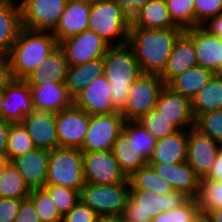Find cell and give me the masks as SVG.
<instances>
[{"label": "cell", "mask_w": 222, "mask_h": 222, "mask_svg": "<svg viewBox=\"0 0 222 222\" xmlns=\"http://www.w3.org/2000/svg\"><path fill=\"white\" fill-rule=\"evenodd\" d=\"M182 32L181 28H129L127 45L132 49L142 74H162L174 43Z\"/></svg>", "instance_id": "6da1fadb"}, {"label": "cell", "mask_w": 222, "mask_h": 222, "mask_svg": "<svg viewBox=\"0 0 222 222\" xmlns=\"http://www.w3.org/2000/svg\"><path fill=\"white\" fill-rule=\"evenodd\" d=\"M59 42L51 31L21 28L7 55L8 77L25 79L57 48Z\"/></svg>", "instance_id": "7a4b0ae2"}, {"label": "cell", "mask_w": 222, "mask_h": 222, "mask_svg": "<svg viewBox=\"0 0 222 222\" xmlns=\"http://www.w3.org/2000/svg\"><path fill=\"white\" fill-rule=\"evenodd\" d=\"M104 76L110 83L114 109L121 112L132 83L142 75L132 49L127 45L109 47L103 57Z\"/></svg>", "instance_id": "3957f363"}, {"label": "cell", "mask_w": 222, "mask_h": 222, "mask_svg": "<svg viewBox=\"0 0 222 222\" xmlns=\"http://www.w3.org/2000/svg\"><path fill=\"white\" fill-rule=\"evenodd\" d=\"M131 20L114 0H92L88 30L96 32L110 47L127 44Z\"/></svg>", "instance_id": "277c9868"}, {"label": "cell", "mask_w": 222, "mask_h": 222, "mask_svg": "<svg viewBox=\"0 0 222 222\" xmlns=\"http://www.w3.org/2000/svg\"><path fill=\"white\" fill-rule=\"evenodd\" d=\"M189 199L183 192L175 190L165 195L148 190H130L121 219L126 222H151L158 213L181 207Z\"/></svg>", "instance_id": "5b68a950"}, {"label": "cell", "mask_w": 222, "mask_h": 222, "mask_svg": "<svg viewBox=\"0 0 222 222\" xmlns=\"http://www.w3.org/2000/svg\"><path fill=\"white\" fill-rule=\"evenodd\" d=\"M84 184L80 149L58 147L49 151L46 185L64 186L80 191Z\"/></svg>", "instance_id": "8992f818"}, {"label": "cell", "mask_w": 222, "mask_h": 222, "mask_svg": "<svg viewBox=\"0 0 222 222\" xmlns=\"http://www.w3.org/2000/svg\"><path fill=\"white\" fill-rule=\"evenodd\" d=\"M130 196L129 181L117 184L85 183L80 190V201L98 216L121 217Z\"/></svg>", "instance_id": "52a82bcc"}, {"label": "cell", "mask_w": 222, "mask_h": 222, "mask_svg": "<svg viewBox=\"0 0 222 222\" xmlns=\"http://www.w3.org/2000/svg\"><path fill=\"white\" fill-rule=\"evenodd\" d=\"M164 81L157 75L142 74L131 85L128 100L120 112L125 121H137L155 109Z\"/></svg>", "instance_id": "ba28073f"}, {"label": "cell", "mask_w": 222, "mask_h": 222, "mask_svg": "<svg viewBox=\"0 0 222 222\" xmlns=\"http://www.w3.org/2000/svg\"><path fill=\"white\" fill-rule=\"evenodd\" d=\"M67 2V0H19L22 27L34 31L53 32Z\"/></svg>", "instance_id": "9c48e42d"}, {"label": "cell", "mask_w": 222, "mask_h": 222, "mask_svg": "<svg viewBox=\"0 0 222 222\" xmlns=\"http://www.w3.org/2000/svg\"><path fill=\"white\" fill-rule=\"evenodd\" d=\"M124 124L125 119L119 111L90 115V124L80 151H111Z\"/></svg>", "instance_id": "30bf717a"}, {"label": "cell", "mask_w": 222, "mask_h": 222, "mask_svg": "<svg viewBox=\"0 0 222 222\" xmlns=\"http://www.w3.org/2000/svg\"><path fill=\"white\" fill-rule=\"evenodd\" d=\"M85 183L117 184L128 180L112 151L82 152Z\"/></svg>", "instance_id": "8fae6325"}, {"label": "cell", "mask_w": 222, "mask_h": 222, "mask_svg": "<svg viewBox=\"0 0 222 222\" xmlns=\"http://www.w3.org/2000/svg\"><path fill=\"white\" fill-rule=\"evenodd\" d=\"M59 47L68 66H76L104 57L110 46L96 32L87 29L62 40Z\"/></svg>", "instance_id": "7c38bea8"}, {"label": "cell", "mask_w": 222, "mask_h": 222, "mask_svg": "<svg viewBox=\"0 0 222 222\" xmlns=\"http://www.w3.org/2000/svg\"><path fill=\"white\" fill-rule=\"evenodd\" d=\"M90 124V115L72 105L56 113L59 147L81 149Z\"/></svg>", "instance_id": "4fadbf2b"}, {"label": "cell", "mask_w": 222, "mask_h": 222, "mask_svg": "<svg viewBox=\"0 0 222 222\" xmlns=\"http://www.w3.org/2000/svg\"><path fill=\"white\" fill-rule=\"evenodd\" d=\"M30 86L24 79L8 78L5 81L2 119L20 123L34 112Z\"/></svg>", "instance_id": "5bb4252c"}, {"label": "cell", "mask_w": 222, "mask_h": 222, "mask_svg": "<svg viewBox=\"0 0 222 222\" xmlns=\"http://www.w3.org/2000/svg\"><path fill=\"white\" fill-rule=\"evenodd\" d=\"M221 147L220 143L197 129H188L186 161L201 179L209 174Z\"/></svg>", "instance_id": "9a60e30c"}, {"label": "cell", "mask_w": 222, "mask_h": 222, "mask_svg": "<svg viewBox=\"0 0 222 222\" xmlns=\"http://www.w3.org/2000/svg\"><path fill=\"white\" fill-rule=\"evenodd\" d=\"M73 105L89 115L116 112L111 94V86L104 75L90 81L73 100Z\"/></svg>", "instance_id": "2e32d148"}, {"label": "cell", "mask_w": 222, "mask_h": 222, "mask_svg": "<svg viewBox=\"0 0 222 222\" xmlns=\"http://www.w3.org/2000/svg\"><path fill=\"white\" fill-rule=\"evenodd\" d=\"M155 109L179 130L194 128L195 119L192 113L191 100L174 92L166 85L159 94Z\"/></svg>", "instance_id": "e0dca14e"}, {"label": "cell", "mask_w": 222, "mask_h": 222, "mask_svg": "<svg viewBox=\"0 0 222 222\" xmlns=\"http://www.w3.org/2000/svg\"><path fill=\"white\" fill-rule=\"evenodd\" d=\"M20 123L27 130L36 148L50 151L59 147L56 113L35 110Z\"/></svg>", "instance_id": "ac0fdd59"}, {"label": "cell", "mask_w": 222, "mask_h": 222, "mask_svg": "<svg viewBox=\"0 0 222 222\" xmlns=\"http://www.w3.org/2000/svg\"><path fill=\"white\" fill-rule=\"evenodd\" d=\"M111 151L127 177L148 165V159L134 141V121H125L123 131L117 137Z\"/></svg>", "instance_id": "d6986e66"}, {"label": "cell", "mask_w": 222, "mask_h": 222, "mask_svg": "<svg viewBox=\"0 0 222 222\" xmlns=\"http://www.w3.org/2000/svg\"><path fill=\"white\" fill-rule=\"evenodd\" d=\"M23 176L26 186L31 190L44 188L47 180L49 151L35 148L10 161Z\"/></svg>", "instance_id": "ffe728a7"}, {"label": "cell", "mask_w": 222, "mask_h": 222, "mask_svg": "<svg viewBox=\"0 0 222 222\" xmlns=\"http://www.w3.org/2000/svg\"><path fill=\"white\" fill-rule=\"evenodd\" d=\"M193 41L198 65L215 73L222 61V39L202 26L184 31Z\"/></svg>", "instance_id": "44dd1931"}, {"label": "cell", "mask_w": 222, "mask_h": 222, "mask_svg": "<svg viewBox=\"0 0 222 222\" xmlns=\"http://www.w3.org/2000/svg\"><path fill=\"white\" fill-rule=\"evenodd\" d=\"M160 177L168 181L175 191L196 198L201 178L187 161L178 164L148 163Z\"/></svg>", "instance_id": "7402d4cb"}, {"label": "cell", "mask_w": 222, "mask_h": 222, "mask_svg": "<svg viewBox=\"0 0 222 222\" xmlns=\"http://www.w3.org/2000/svg\"><path fill=\"white\" fill-rule=\"evenodd\" d=\"M91 1L71 0L67 2L60 21L52 32L58 42L88 29Z\"/></svg>", "instance_id": "603a6c76"}, {"label": "cell", "mask_w": 222, "mask_h": 222, "mask_svg": "<svg viewBox=\"0 0 222 222\" xmlns=\"http://www.w3.org/2000/svg\"><path fill=\"white\" fill-rule=\"evenodd\" d=\"M198 65L192 39L183 31L176 39L167 64L159 76L167 85L174 77Z\"/></svg>", "instance_id": "cb8c5ba5"}, {"label": "cell", "mask_w": 222, "mask_h": 222, "mask_svg": "<svg viewBox=\"0 0 222 222\" xmlns=\"http://www.w3.org/2000/svg\"><path fill=\"white\" fill-rule=\"evenodd\" d=\"M30 89L35 110L58 113L73 105L65 83L52 82L30 86Z\"/></svg>", "instance_id": "d4e9b609"}, {"label": "cell", "mask_w": 222, "mask_h": 222, "mask_svg": "<svg viewBox=\"0 0 222 222\" xmlns=\"http://www.w3.org/2000/svg\"><path fill=\"white\" fill-rule=\"evenodd\" d=\"M188 130L156 140V145L148 163L178 164L186 161Z\"/></svg>", "instance_id": "484cf974"}, {"label": "cell", "mask_w": 222, "mask_h": 222, "mask_svg": "<svg viewBox=\"0 0 222 222\" xmlns=\"http://www.w3.org/2000/svg\"><path fill=\"white\" fill-rule=\"evenodd\" d=\"M68 62L62 49L58 47L43 62L34 69L24 80L29 86L57 82L65 83Z\"/></svg>", "instance_id": "4316f807"}, {"label": "cell", "mask_w": 222, "mask_h": 222, "mask_svg": "<svg viewBox=\"0 0 222 222\" xmlns=\"http://www.w3.org/2000/svg\"><path fill=\"white\" fill-rule=\"evenodd\" d=\"M21 28L18 1L9 0L0 4V54L8 55Z\"/></svg>", "instance_id": "83f0119b"}, {"label": "cell", "mask_w": 222, "mask_h": 222, "mask_svg": "<svg viewBox=\"0 0 222 222\" xmlns=\"http://www.w3.org/2000/svg\"><path fill=\"white\" fill-rule=\"evenodd\" d=\"M104 75L103 57L85 64L68 66L65 86L69 96L74 100L90 81Z\"/></svg>", "instance_id": "f1b7e54d"}, {"label": "cell", "mask_w": 222, "mask_h": 222, "mask_svg": "<svg viewBox=\"0 0 222 222\" xmlns=\"http://www.w3.org/2000/svg\"><path fill=\"white\" fill-rule=\"evenodd\" d=\"M130 27L146 29L179 28L172 22L165 0H150L132 18Z\"/></svg>", "instance_id": "f546056e"}, {"label": "cell", "mask_w": 222, "mask_h": 222, "mask_svg": "<svg viewBox=\"0 0 222 222\" xmlns=\"http://www.w3.org/2000/svg\"><path fill=\"white\" fill-rule=\"evenodd\" d=\"M213 75L212 71L196 65L174 77L166 86L192 101Z\"/></svg>", "instance_id": "4dcf8cb0"}, {"label": "cell", "mask_w": 222, "mask_h": 222, "mask_svg": "<svg viewBox=\"0 0 222 222\" xmlns=\"http://www.w3.org/2000/svg\"><path fill=\"white\" fill-rule=\"evenodd\" d=\"M191 103L194 119L203 113L222 109V76L214 74Z\"/></svg>", "instance_id": "1f68e13d"}, {"label": "cell", "mask_w": 222, "mask_h": 222, "mask_svg": "<svg viewBox=\"0 0 222 222\" xmlns=\"http://www.w3.org/2000/svg\"><path fill=\"white\" fill-rule=\"evenodd\" d=\"M128 181L130 190H148L163 195L174 191L171 184L156 174L150 165L133 172Z\"/></svg>", "instance_id": "d6a6232c"}, {"label": "cell", "mask_w": 222, "mask_h": 222, "mask_svg": "<svg viewBox=\"0 0 222 222\" xmlns=\"http://www.w3.org/2000/svg\"><path fill=\"white\" fill-rule=\"evenodd\" d=\"M30 194V189L26 186L23 176L17 168L10 162L4 170L0 179V197L26 199Z\"/></svg>", "instance_id": "836d02e7"}, {"label": "cell", "mask_w": 222, "mask_h": 222, "mask_svg": "<svg viewBox=\"0 0 222 222\" xmlns=\"http://www.w3.org/2000/svg\"><path fill=\"white\" fill-rule=\"evenodd\" d=\"M204 216L207 212L222 207V182L209 179H201L199 191L195 198Z\"/></svg>", "instance_id": "e575fe53"}, {"label": "cell", "mask_w": 222, "mask_h": 222, "mask_svg": "<svg viewBox=\"0 0 222 222\" xmlns=\"http://www.w3.org/2000/svg\"><path fill=\"white\" fill-rule=\"evenodd\" d=\"M28 198L33 202L40 222H62L63 216L44 188L31 190Z\"/></svg>", "instance_id": "d590c367"}, {"label": "cell", "mask_w": 222, "mask_h": 222, "mask_svg": "<svg viewBox=\"0 0 222 222\" xmlns=\"http://www.w3.org/2000/svg\"><path fill=\"white\" fill-rule=\"evenodd\" d=\"M169 16L176 27L183 31L195 27L193 0H165Z\"/></svg>", "instance_id": "8d00e7d4"}, {"label": "cell", "mask_w": 222, "mask_h": 222, "mask_svg": "<svg viewBox=\"0 0 222 222\" xmlns=\"http://www.w3.org/2000/svg\"><path fill=\"white\" fill-rule=\"evenodd\" d=\"M156 140L170 136L179 129L157 109H152L137 120Z\"/></svg>", "instance_id": "74e56055"}, {"label": "cell", "mask_w": 222, "mask_h": 222, "mask_svg": "<svg viewBox=\"0 0 222 222\" xmlns=\"http://www.w3.org/2000/svg\"><path fill=\"white\" fill-rule=\"evenodd\" d=\"M33 140L21 123H12L9 130L7 154L8 160L34 150Z\"/></svg>", "instance_id": "f35d334b"}, {"label": "cell", "mask_w": 222, "mask_h": 222, "mask_svg": "<svg viewBox=\"0 0 222 222\" xmlns=\"http://www.w3.org/2000/svg\"><path fill=\"white\" fill-rule=\"evenodd\" d=\"M200 216L196 199L190 198L181 207L158 213L151 222H195Z\"/></svg>", "instance_id": "ab89813d"}, {"label": "cell", "mask_w": 222, "mask_h": 222, "mask_svg": "<svg viewBox=\"0 0 222 222\" xmlns=\"http://www.w3.org/2000/svg\"><path fill=\"white\" fill-rule=\"evenodd\" d=\"M194 128L222 145V109L199 115L195 119Z\"/></svg>", "instance_id": "60d3db41"}, {"label": "cell", "mask_w": 222, "mask_h": 222, "mask_svg": "<svg viewBox=\"0 0 222 222\" xmlns=\"http://www.w3.org/2000/svg\"><path fill=\"white\" fill-rule=\"evenodd\" d=\"M44 189L50 194L62 216L80 201V191L76 189L58 185H45Z\"/></svg>", "instance_id": "b9f144b4"}, {"label": "cell", "mask_w": 222, "mask_h": 222, "mask_svg": "<svg viewBox=\"0 0 222 222\" xmlns=\"http://www.w3.org/2000/svg\"><path fill=\"white\" fill-rule=\"evenodd\" d=\"M195 27L201 26L209 18L222 14V0H193Z\"/></svg>", "instance_id": "7bdbcfd3"}, {"label": "cell", "mask_w": 222, "mask_h": 222, "mask_svg": "<svg viewBox=\"0 0 222 222\" xmlns=\"http://www.w3.org/2000/svg\"><path fill=\"white\" fill-rule=\"evenodd\" d=\"M134 141L137 148L149 160L156 145V139L138 121H134Z\"/></svg>", "instance_id": "ee69618b"}, {"label": "cell", "mask_w": 222, "mask_h": 222, "mask_svg": "<svg viewBox=\"0 0 222 222\" xmlns=\"http://www.w3.org/2000/svg\"><path fill=\"white\" fill-rule=\"evenodd\" d=\"M97 216L95 211L79 201L62 217V222H95Z\"/></svg>", "instance_id": "f6af8a7d"}, {"label": "cell", "mask_w": 222, "mask_h": 222, "mask_svg": "<svg viewBox=\"0 0 222 222\" xmlns=\"http://www.w3.org/2000/svg\"><path fill=\"white\" fill-rule=\"evenodd\" d=\"M23 199L0 197V222H14Z\"/></svg>", "instance_id": "bcb514c9"}, {"label": "cell", "mask_w": 222, "mask_h": 222, "mask_svg": "<svg viewBox=\"0 0 222 222\" xmlns=\"http://www.w3.org/2000/svg\"><path fill=\"white\" fill-rule=\"evenodd\" d=\"M14 222H40L33 202L29 199H23L18 215Z\"/></svg>", "instance_id": "7dc6e473"}, {"label": "cell", "mask_w": 222, "mask_h": 222, "mask_svg": "<svg viewBox=\"0 0 222 222\" xmlns=\"http://www.w3.org/2000/svg\"><path fill=\"white\" fill-rule=\"evenodd\" d=\"M126 16L132 20L136 13L150 0H114Z\"/></svg>", "instance_id": "c3c4849f"}, {"label": "cell", "mask_w": 222, "mask_h": 222, "mask_svg": "<svg viewBox=\"0 0 222 222\" xmlns=\"http://www.w3.org/2000/svg\"><path fill=\"white\" fill-rule=\"evenodd\" d=\"M12 122L0 119V159H8L7 146Z\"/></svg>", "instance_id": "681fc988"}, {"label": "cell", "mask_w": 222, "mask_h": 222, "mask_svg": "<svg viewBox=\"0 0 222 222\" xmlns=\"http://www.w3.org/2000/svg\"><path fill=\"white\" fill-rule=\"evenodd\" d=\"M201 26L210 34L216 35L222 39V14L209 18Z\"/></svg>", "instance_id": "f907efd6"}, {"label": "cell", "mask_w": 222, "mask_h": 222, "mask_svg": "<svg viewBox=\"0 0 222 222\" xmlns=\"http://www.w3.org/2000/svg\"><path fill=\"white\" fill-rule=\"evenodd\" d=\"M202 179L222 182V147L219 149L209 174Z\"/></svg>", "instance_id": "816d5d0a"}, {"label": "cell", "mask_w": 222, "mask_h": 222, "mask_svg": "<svg viewBox=\"0 0 222 222\" xmlns=\"http://www.w3.org/2000/svg\"><path fill=\"white\" fill-rule=\"evenodd\" d=\"M8 78L7 56L0 54V83H4Z\"/></svg>", "instance_id": "f5cc1de1"}, {"label": "cell", "mask_w": 222, "mask_h": 222, "mask_svg": "<svg viewBox=\"0 0 222 222\" xmlns=\"http://www.w3.org/2000/svg\"><path fill=\"white\" fill-rule=\"evenodd\" d=\"M204 218L206 222H222V207L207 212Z\"/></svg>", "instance_id": "db71d44e"}, {"label": "cell", "mask_w": 222, "mask_h": 222, "mask_svg": "<svg viewBox=\"0 0 222 222\" xmlns=\"http://www.w3.org/2000/svg\"><path fill=\"white\" fill-rule=\"evenodd\" d=\"M95 222H120V217L109 215L97 216Z\"/></svg>", "instance_id": "11a10c76"}, {"label": "cell", "mask_w": 222, "mask_h": 222, "mask_svg": "<svg viewBox=\"0 0 222 222\" xmlns=\"http://www.w3.org/2000/svg\"><path fill=\"white\" fill-rule=\"evenodd\" d=\"M4 91H5V82L0 83V119H2Z\"/></svg>", "instance_id": "9f6ffc18"}, {"label": "cell", "mask_w": 222, "mask_h": 222, "mask_svg": "<svg viewBox=\"0 0 222 222\" xmlns=\"http://www.w3.org/2000/svg\"><path fill=\"white\" fill-rule=\"evenodd\" d=\"M10 163L8 159H0V179L3 176L5 167Z\"/></svg>", "instance_id": "6f0895ef"}, {"label": "cell", "mask_w": 222, "mask_h": 222, "mask_svg": "<svg viewBox=\"0 0 222 222\" xmlns=\"http://www.w3.org/2000/svg\"><path fill=\"white\" fill-rule=\"evenodd\" d=\"M214 74L222 76V61H221V64H220L219 68L217 69V71Z\"/></svg>", "instance_id": "680465c9"}, {"label": "cell", "mask_w": 222, "mask_h": 222, "mask_svg": "<svg viewBox=\"0 0 222 222\" xmlns=\"http://www.w3.org/2000/svg\"><path fill=\"white\" fill-rule=\"evenodd\" d=\"M195 222H206L204 216H200Z\"/></svg>", "instance_id": "91938a15"}, {"label": "cell", "mask_w": 222, "mask_h": 222, "mask_svg": "<svg viewBox=\"0 0 222 222\" xmlns=\"http://www.w3.org/2000/svg\"><path fill=\"white\" fill-rule=\"evenodd\" d=\"M9 0H0V4L6 3Z\"/></svg>", "instance_id": "94428289"}]
</instances>
